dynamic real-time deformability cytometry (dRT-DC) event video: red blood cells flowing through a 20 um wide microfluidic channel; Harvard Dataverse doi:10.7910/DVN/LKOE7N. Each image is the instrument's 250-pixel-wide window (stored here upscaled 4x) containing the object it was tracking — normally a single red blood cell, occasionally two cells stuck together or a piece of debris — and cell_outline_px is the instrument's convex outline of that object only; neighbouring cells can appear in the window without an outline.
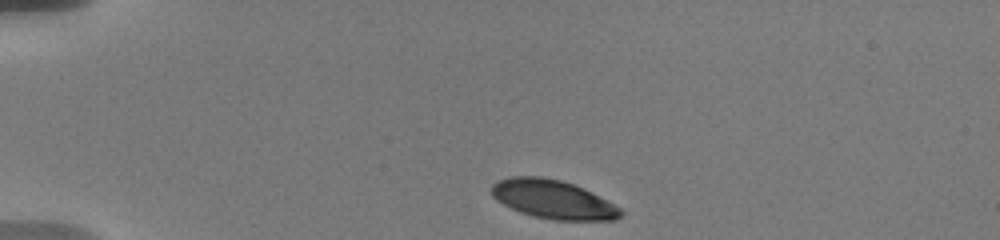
{"species": "human", "species_latin": "Homo sapiens", "temperature_condition": "warm", "stored_images_in_passage": 36, "camera_frame_rate_fps": 3000, "um_per_image_px": 0.085, "donor": {"sex": "male"}, "frame": {"image": 1, "passage_image": 1, "time_ms": 0.0, "image_size_px": [1000, 240], "cell_outline_px": [[624, 216], [616, 220], [556, 220], [536, 216], [520, 212], [496, 200], [492, 196], [492, 184], [496, 180], [508, 176], [540, 176], [560, 180], [584, 188], [592, 192], [620, 208], [624, 212]], "centroid_in_image_um": [47.01, 16.94], "position_along_channel_um": 38.0, "area_um2": 29.13}}
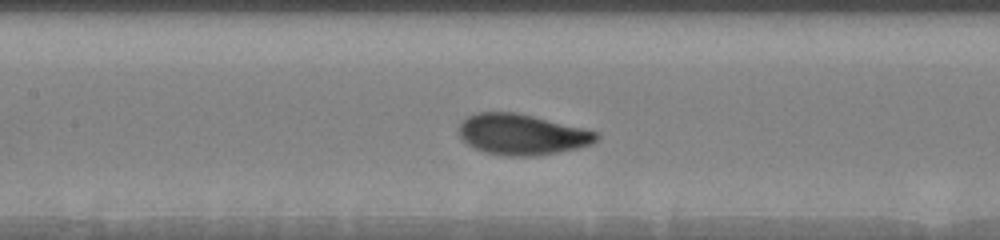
{"frame": {"image": 2, "passage_image": 14, "time_ms": 5.0, "image_size_px": [1000, 240], "cell_outline_px": [[600, 136], [592, 144], [576, 148], [536, 156], [508, 156], [484, 152], [468, 144], [460, 136], [460, 124], [468, 116], [476, 112], [516, 112], [584, 128], [600, 132]], "centroid_in_image_um": [44.39, 11.42], "position_along_channel_um": 163.0, "area_um2": 32.48}}
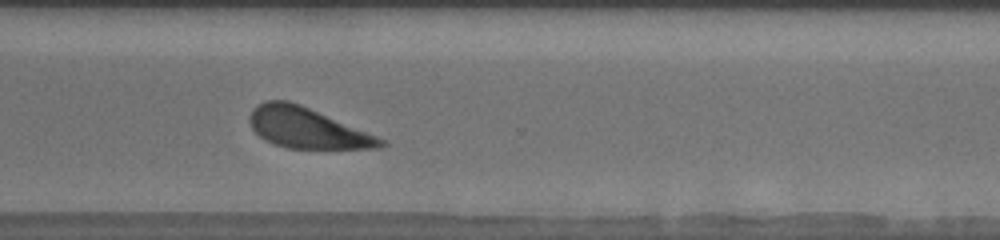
{"frame": {"image": 3, "passage_image": 25, "time_ms": 10.0, "image_size_px": [1000, 240], "cell_outline_px": [[388, 144], [384, 148], [288, 148], [276, 144], [260, 136], [252, 128], [248, 120], [252, 108], [268, 100], [288, 100], [300, 104], [376, 136], [384, 140]], "centroid_in_image_um": [26.09, 10.87], "position_along_channel_um": 344.5, "area_um2": 30.35}, "authors_computed_cell_mechanics": {"area_um2": 31.9345, "velocity_mm_per_s": 3.6297, "shape_relaxation_time_tau1_ms": 1.7164, "shape_relaxation_time_tau2_ms": null, "deformation_change_tau1": 0.0936, "deformation_change_tau2": null}}